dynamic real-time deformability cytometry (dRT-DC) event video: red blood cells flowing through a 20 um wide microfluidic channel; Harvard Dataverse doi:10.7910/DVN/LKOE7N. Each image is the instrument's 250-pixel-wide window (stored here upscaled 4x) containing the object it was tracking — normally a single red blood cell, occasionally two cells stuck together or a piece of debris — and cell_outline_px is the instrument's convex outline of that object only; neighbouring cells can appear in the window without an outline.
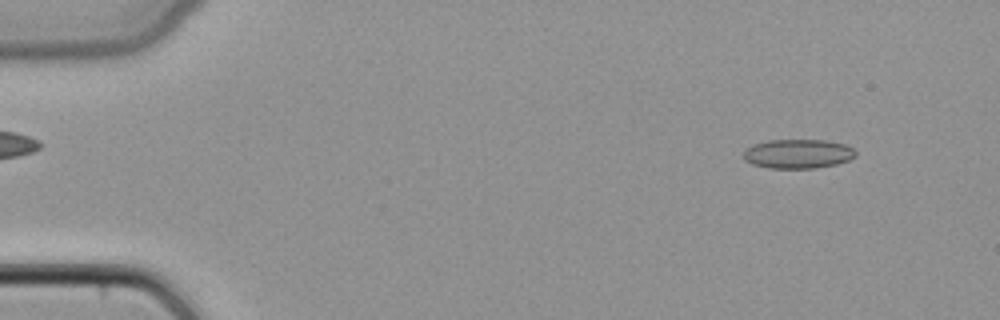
{"species": "common noctule bat (a hibernating species)", "species_latin": "Nyctalus noctula", "temperature_condition": "cold", "stored_images_in_passage": 47, "camera_frame_rate_fps": 3000, "um_per_image_px": 0.085, "animal": {"sex": "female", "body_mass_g": 22.7, "forearm_length_mm": 54.2}, "frame": {"image": 1, "passage_image": 4, "time_ms": 1.0, "image_size_px": [1000, 320], "cell_outline_px": [[856, 156], [848, 160], [836, 164], [816, 168], [768, 168], [752, 164], [744, 160], [744, 148], [752, 144], [768, 140], [824, 140], [844, 144], [852, 148], [856, 152]], "centroid_in_image_um": [67.79, 13.07], "position_along_channel_um": 17.2, "area_um2": 19.19}}
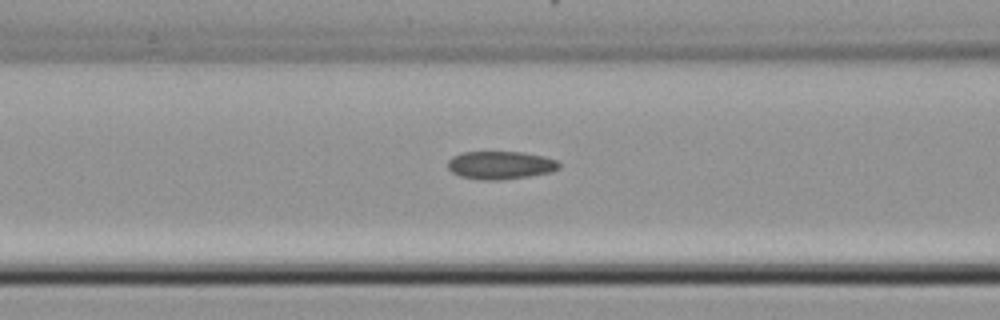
{"frame": {"image": 2, "passage_image": 19, "time_ms": 6.0, "image_size_px": [1000, 320], "cell_outline_px": [[560, 168], [552, 172], [528, 176], [500, 180], [480, 180], [460, 176], [452, 172], [448, 168], [448, 160], [452, 156], [460, 152], [524, 152], [544, 156], [556, 160], [560, 164]], "centroid_in_image_um": [42.53, 14.03], "position_along_channel_um": 124.1, "area_um2": 18.32}}
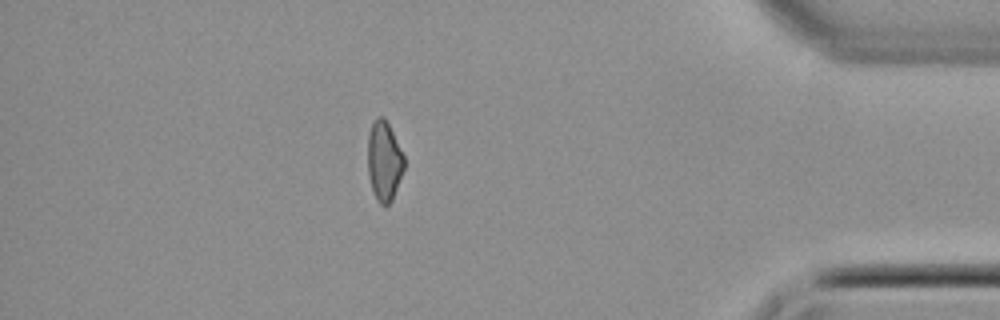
{"frame": {"image": 3, "passage_image": 41, "time_ms": 13.333, "image_size_px": [1000, 320], "cell_outline_px": [[404, 168], [392, 200], [388, 204], [380, 204], [376, 200], [372, 192], [368, 176], [368, 136], [372, 120], [376, 116], [384, 116], [404, 156]], "centroid_in_image_um": [32.62, 13.68], "position_along_channel_um": 402.6, "area_um2": 16.94}}